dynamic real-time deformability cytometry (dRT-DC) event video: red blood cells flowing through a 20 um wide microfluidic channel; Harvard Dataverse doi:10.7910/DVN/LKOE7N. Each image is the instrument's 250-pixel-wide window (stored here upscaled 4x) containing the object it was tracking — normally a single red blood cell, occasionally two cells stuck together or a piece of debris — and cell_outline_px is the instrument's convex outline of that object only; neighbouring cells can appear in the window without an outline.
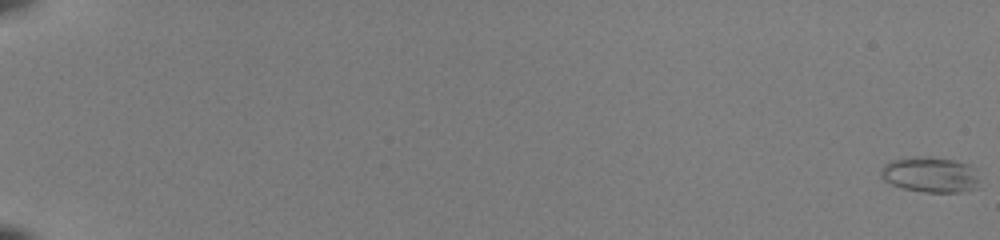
{"species": "common noctule bat (a hibernating species)", "species_latin": "Nyctalus noctula", "temperature_condition": "room temperature", "stored_images_in_passage": 54, "camera_frame_rate_fps": 3000, "um_per_image_px": 0.085, "animal": {"sex": "female", "body_mass_g": 22.0, "forearm_length_mm": 56.7}, "frame": {"image": 1, "passage_image": 1, "time_ms": 0.0, "image_size_px": [1000, 240], "cell_outline_px": [[976, 188], [960, 192], [924, 192], [904, 188], [892, 184], [884, 180], [880, 176], [880, 172], [884, 164], [892, 160], [908, 156], [932, 156], [956, 160], [968, 164], [976, 168]], "centroid_in_image_um": [79.04, 14.81], "position_along_channel_um": 6.0, "area_um2": 20.58}}
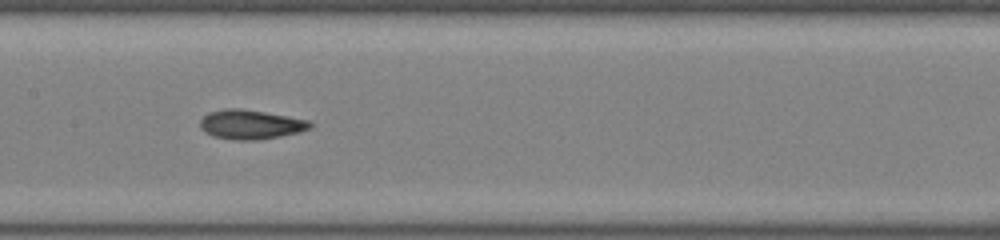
{"frame": {"image": 2, "passage_image": 31, "time_ms": 10.0, "image_size_px": [1000, 240], "cell_outline_px": [[312, 128], [300, 132], [280, 136], [256, 140], [236, 140], [212, 136], [204, 132], [200, 128], [200, 120], [208, 112], [224, 108], [240, 108], [288, 116], [308, 120], [312, 124]], "centroid_in_image_um": [21.28, 10.58], "position_along_channel_um": 186.1, "area_um2": 18.9}}
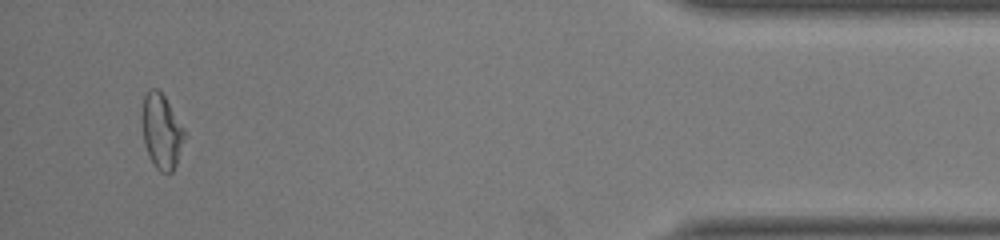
{"frame": {"image": 3, "passage_image": 52, "time_ms": 17.0, "image_size_px": [1000, 240], "cell_outline_px": [[188, 132], [176, 164], [172, 172], [160, 172], [152, 164], [144, 144], [140, 120], [140, 112], [144, 96], [152, 88], [156, 88], [164, 96]], "centroid_in_image_um": [13.73, 11.16], "position_along_channel_um": 421.5, "area_um2": 19.07}, "authors_computed_cell_mechanics": {"area_um2": 18.6116, "velocity_mm_per_s": 4.0949, "shape_relaxation_time_tau1_ms": null, "shape_relaxation_time_tau2_ms": 2.1978, "deformation_change_tau1": null, "deformation_change_tau2": 0.0833}}